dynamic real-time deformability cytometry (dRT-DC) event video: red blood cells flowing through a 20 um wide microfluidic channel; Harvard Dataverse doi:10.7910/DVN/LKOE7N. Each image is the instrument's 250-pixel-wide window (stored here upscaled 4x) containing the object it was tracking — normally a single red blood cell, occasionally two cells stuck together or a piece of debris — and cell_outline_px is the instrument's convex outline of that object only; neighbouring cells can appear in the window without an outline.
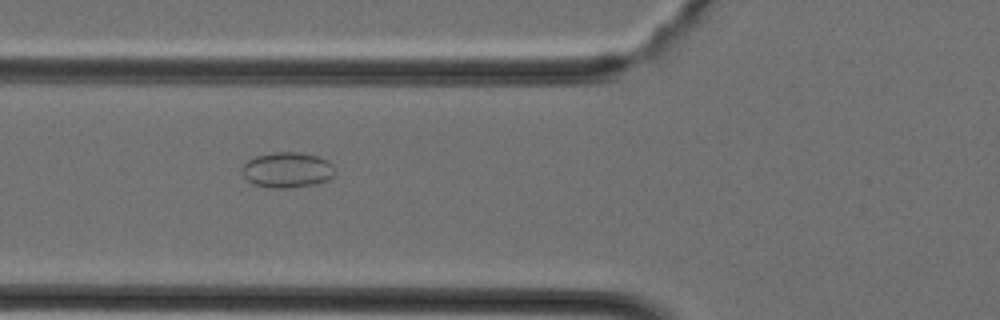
{"species": "Egyptian fruit bat (a non-hibernating species)", "species_latin": "Rousettus aegyptiacus", "temperature_condition": "cold", "stored_images_in_passage": 36, "camera_frame_rate_fps": 3000, "um_per_image_px": 0.085, "animal": {"sex": "female"}, "frame": {"image": 1, "passage_image": 12, "time_ms": 3.667, "image_size_px": [1000, 320], "cell_outline_px": [[336, 172], [328, 180], [316, 184], [288, 188], [272, 188], [252, 184], [244, 176], [244, 164], [248, 160], [256, 156], [272, 152], [296, 152], [316, 156], [328, 160], [332, 164]], "centroid_in_image_um": [24.44, 14.45], "position_along_channel_um": 101.4, "area_um2": 19.13}}
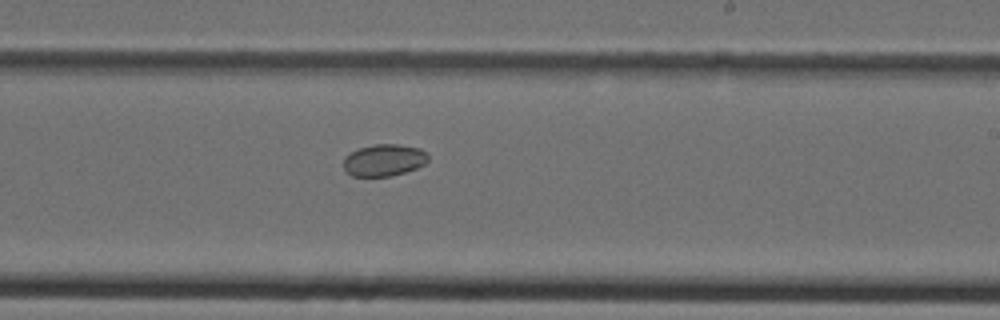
{"frame": {"image": 2, "passage_image": 21, "time_ms": 6.667, "image_size_px": [1000, 320], "cell_outline_px": [[428, 160], [424, 164], [416, 168], [404, 172], [388, 176], [352, 176], [344, 168], [344, 156], [360, 148], [376, 144], [396, 144], [420, 148], [428, 152]], "centroid_in_image_um": [32.66, 13.6], "position_along_channel_um": 256.3, "area_um2": 15.61}}
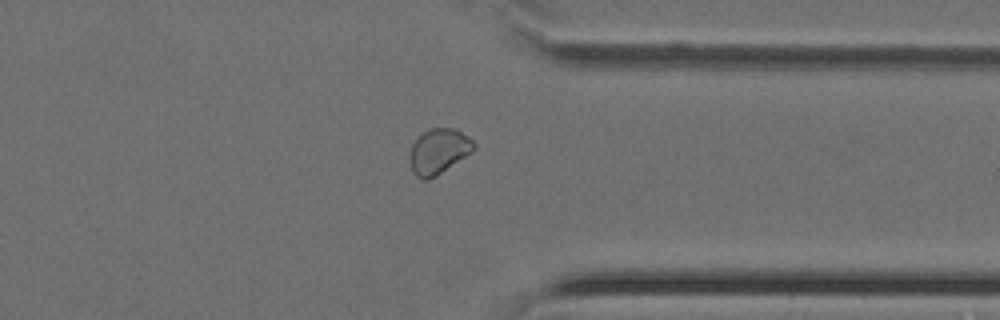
{"frame": {"image": 3, "passage_image": 28, "time_ms": 9.0, "image_size_px": [1000, 320], "cell_outline_px": [[476, 148], [472, 152], [436, 176], [428, 180], [424, 180], [416, 176], [412, 172], [408, 160], [412, 144], [424, 132], [432, 128], [456, 128], [468, 136], [476, 144]], "centroid_in_image_um": [37.28, 12.87], "position_along_channel_um": 374.1, "area_um2": 16.99}}